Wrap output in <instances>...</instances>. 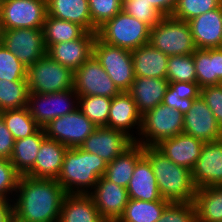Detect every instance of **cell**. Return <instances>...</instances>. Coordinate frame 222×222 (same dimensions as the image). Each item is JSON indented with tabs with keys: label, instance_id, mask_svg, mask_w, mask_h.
<instances>
[{
	"label": "cell",
	"instance_id": "cell-1",
	"mask_svg": "<svg viewBox=\"0 0 222 222\" xmlns=\"http://www.w3.org/2000/svg\"><path fill=\"white\" fill-rule=\"evenodd\" d=\"M14 193L18 197L13 201L14 222H58L67 195L55 179L26 175L20 176Z\"/></svg>",
	"mask_w": 222,
	"mask_h": 222
},
{
	"label": "cell",
	"instance_id": "cell-2",
	"mask_svg": "<svg viewBox=\"0 0 222 222\" xmlns=\"http://www.w3.org/2000/svg\"><path fill=\"white\" fill-rule=\"evenodd\" d=\"M144 156L150 161L163 199L175 203H192L196 187L190 169L169 160L155 146L144 147Z\"/></svg>",
	"mask_w": 222,
	"mask_h": 222
},
{
	"label": "cell",
	"instance_id": "cell-3",
	"mask_svg": "<svg viewBox=\"0 0 222 222\" xmlns=\"http://www.w3.org/2000/svg\"><path fill=\"white\" fill-rule=\"evenodd\" d=\"M106 167L107 162L98 155L80 147L68 148L57 181L67 194H89Z\"/></svg>",
	"mask_w": 222,
	"mask_h": 222
},
{
	"label": "cell",
	"instance_id": "cell-4",
	"mask_svg": "<svg viewBox=\"0 0 222 222\" xmlns=\"http://www.w3.org/2000/svg\"><path fill=\"white\" fill-rule=\"evenodd\" d=\"M151 28L122 10L97 29V37L112 46L134 50L149 43Z\"/></svg>",
	"mask_w": 222,
	"mask_h": 222
},
{
	"label": "cell",
	"instance_id": "cell-5",
	"mask_svg": "<svg viewBox=\"0 0 222 222\" xmlns=\"http://www.w3.org/2000/svg\"><path fill=\"white\" fill-rule=\"evenodd\" d=\"M149 43L167 56L189 55L196 50L189 24L172 16H163L151 28Z\"/></svg>",
	"mask_w": 222,
	"mask_h": 222
},
{
	"label": "cell",
	"instance_id": "cell-6",
	"mask_svg": "<svg viewBox=\"0 0 222 222\" xmlns=\"http://www.w3.org/2000/svg\"><path fill=\"white\" fill-rule=\"evenodd\" d=\"M183 125L184 115L161 103L142 115L139 132L142 138H137L135 142L143 147L155 146L161 140L182 133Z\"/></svg>",
	"mask_w": 222,
	"mask_h": 222
},
{
	"label": "cell",
	"instance_id": "cell-7",
	"mask_svg": "<svg viewBox=\"0 0 222 222\" xmlns=\"http://www.w3.org/2000/svg\"><path fill=\"white\" fill-rule=\"evenodd\" d=\"M29 93L49 94L74 88V72L45 54L27 71Z\"/></svg>",
	"mask_w": 222,
	"mask_h": 222
},
{
	"label": "cell",
	"instance_id": "cell-8",
	"mask_svg": "<svg viewBox=\"0 0 222 222\" xmlns=\"http://www.w3.org/2000/svg\"><path fill=\"white\" fill-rule=\"evenodd\" d=\"M93 55L121 92H128L135 79L131 50L112 46L96 37Z\"/></svg>",
	"mask_w": 222,
	"mask_h": 222
},
{
	"label": "cell",
	"instance_id": "cell-9",
	"mask_svg": "<svg viewBox=\"0 0 222 222\" xmlns=\"http://www.w3.org/2000/svg\"><path fill=\"white\" fill-rule=\"evenodd\" d=\"M78 98L74 88L49 94L29 93L27 107L36 123L43 128L53 119L77 109Z\"/></svg>",
	"mask_w": 222,
	"mask_h": 222
},
{
	"label": "cell",
	"instance_id": "cell-10",
	"mask_svg": "<svg viewBox=\"0 0 222 222\" xmlns=\"http://www.w3.org/2000/svg\"><path fill=\"white\" fill-rule=\"evenodd\" d=\"M47 0H4L0 5L3 29L42 28Z\"/></svg>",
	"mask_w": 222,
	"mask_h": 222
},
{
	"label": "cell",
	"instance_id": "cell-11",
	"mask_svg": "<svg viewBox=\"0 0 222 222\" xmlns=\"http://www.w3.org/2000/svg\"><path fill=\"white\" fill-rule=\"evenodd\" d=\"M96 125L79 108L57 117L43 127L47 138L56 140L68 148L79 147L93 133Z\"/></svg>",
	"mask_w": 222,
	"mask_h": 222
},
{
	"label": "cell",
	"instance_id": "cell-12",
	"mask_svg": "<svg viewBox=\"0 0 222 222\" xmlns=\"http://www.w3.org/2000/svg\"><path fill=\"white\" fill-rule=\"evenodd\" d=\"M2 44L27 68L47 54L42 28L3 29Z\"/></svg>",
	"mask_w": 222,
	"mask_h": 222
},
{
	"label": "cell",
	"instance_id": "cell-13",
	"mask_svg": "<svg viewBox=\"0 0 222 222\" xmlns=\"http://www.w3.org/2000/svg\"><path fill=\"white\" fill-rule=\"evenodd\" d=\"M74 90L78 96L94 95L109 98L121 93L94 55L74 72Z\"/></svg>",
	"mask_w": 222,
	"mask_h": 222
},
{
	"label": "cell",
	"instance_id": "cell-14",
	"mask_svg": "<svg viewBox=\"0 0 222 222\" xmlns=\"http://www.w3.org/2000/svg\"><path fill=\"white\" fill-rule=\"evenodd\" d=\"M88 195L106 222H117L129 201L127 188L107 180L104 176L99 178Z\"/></svg>",
	"mask_w": 222,
	"mask_h": 222
},
{
	"label": "cell",
	"instance_id": "cell-15",
	"mask_svg": "<svg viewBox=\"0 0 222 222\" xmlns=\"http://www.w3.org/2000/svg\"><path fill=\"white\" fill-rule=\"evenodd\" d=\"M134 141L125 133L106 126L96 127L79 146L82 150L98 155L107 163L129 148Z\"/></svg>",
	"mask_w": 222,
	"mask_h": 222
},
{
	"label": "cell",
	"instance_id": "cell-16",
	"mask_svg": "<svg viewBox=\"0 0 222 222\" xmlns=\"http://www.w3.org/2000/svg\"><path fill=\"white\" fill-rule=\"evenodd\" d=\"M183 132L203 143L222 139V128L201 96L194 99L191 108L184 115Z\"/></svg>",
	"mask_w": 222,
	"mask_h": 222
},
{
	"label": "cell",
	"instance_id": "cell-17",
	"mask_svg": "<svg viewBox=\"0 0 222 222\" xmlns=\"http://www.w3.org/2000/svg\"><path fill=\"white\" fill-rule=\"evenodd\" d=\"M191 172L196 189L222 185V139L204 143Z\"/></svg>",
	"mask_w": 222,
	"mask_h": 222
},
{
	"label": "cell",
	"instance_id": "cell-18",
	"mask_svg": "<svg viewBox=\"0 0 222 222\" xmlns=\"http://www.w3.org/2000/svg\"><path fill=\"white\" fill-rule=\"evenodd\" d=\"M96 33L85 32L80 38L51 45L47 55L75 72L93 55Z\"/></svg>",
	"mask_w": 222,
	"mask_h": 222
},
{
	"label": "cell",
	"instance_id": "cell-19",
	"mask_svg": "<svg viewBox=\"0 0 222 222\" xmlns=\"http://www.w3.org/2000/svg\"><path fill=\"white\" fill-rule=\"evenodd\" d=\"M196 49L222 48V5L187 22Z\"/></svg>",
	"mask_w": 222,
	"mask_h": 222
},
{
	"label": "cell",
	"instance_id": "cell-20",
	"mask_svg": "<svg viewBox=\"0 0 222 222\" xmlns=\"http://www.w3.org/2000/svg\"><path fill=\"white\" fill-rule=\"evenodd\" d=\"M204 143L184 132L172 138L161 140L155 147L169 160L192 171Z\"/></svg>",
	"mask_w": 222,
	"mask_h": 222
},
{
	"label": "cell",
	"instance_id": "cell-21",
	"mask_svg": "<svg viewBox=\"0 0 222 222\" xmlns=\"http://www.w3.org/2000/svg\"><path fill=\"white\" fill-rule=\"evenodd\" d=\"M141 119L142 115L128 92H121L112 98L107 127L125 133L135 142L136 137L131 135L129 130L137 125L135 128L140 132Z\"/></svg>",
	"mask_w": 222,
	"mask_h": 222
},
{
	"label": "cell",
	"instance_id": "cell-22",
	"mask_svg": "<svg viewBox=\"0 0 222 222\" xmlns=\"http://www.w3.org/2000/svg\"><path fill=\"white\" fill-rule=\"evenodd\" d=\"M68 147L64 144L45 138L42 143L34 167L26 174L34 178L55 179L59 177Z\"/></svg>",
	"mask_w": 222,
	"mask_h": 222
},
{
	"label": "cell",
	"instance_id": "cell-23",
	"mask_svg": "<svg viewBox=\"0 0 222 222\" xmlns=\"http://www.w3.org/2000/svg\"><path fill=\"white\" fill-rule=\"evenodd\" d=\"M168 86L169 81L166 78L135 77L128 93L143 115L162 103Z\"/></svg>",
	"mask_w": 222,
	"mask_h": 222
},
{
	"label": "cell",
	"instance_id": "cell-24",
	"mask_svg": "<svg viewBox=\"0 0 222 222\" xmlns=\"http://www.w3.org/2000/svg\"><path fill=\"white\" fill-rule=\"evenodd\" d=\"M129 199L155 201L165 200L156 182L150 161L143 156L135 165L133 175L128 183Z\"/></svg>",
	"mask_w": 222,
	"mask_h": 222
},
{
	"label": "cell",
	"instance_id": "cell-25",
	"mask_svg": "<svg viewBox=\"0 0 222 222\" xmlns=\"http://www.w3.org/2000/svg\"><path fill=\"white\" fill-rule=\"evenodd\" d=\"M135 77L166 78L169 56L150 43L131 51Z\"/></svg>",
	"mask_w": 222,
	"mask_h": 222
},
{
	"label": "cell",
	"instance_id": "cell-26",
	"mask_svg": "<svg viewBox=\"0 0 222 222\" xmlns=\"http://www.w3.org/2000/svg\"><path fill=\"white\" fill-rule=\"evenodd\" d=\"M47 15L78 24L86 32L97 33L88 0H47Z\"/></svg>",
	"mask_w": 222,
	"mask_h": 222
},
{
	"label": "cell",
	"instance_id": "cell-27",
	"mask_svg": "<svg viewBox=\"0 0 222 222\" xmlns=\"http://www.w3.org/2000/svg\"><path fill=\"white\" fill-rule=\"evenodd\" d=\"M58 222H106L88 194H67Z\"/></svg>",
	"mask_w": 222,
	"mask_h": 222
},
{
	"label": "cell",
	"instance_id": "cell-28",
	"mask_svg": "<svg viewBox=\"0 0 222 222\" xmlns=\"http://www.w3.org/2000/svg\"><path fill=\"white\" fill-rule=\"evenodd\" d=\"M144 156V147L134 142L123 153L107 163L104 177L121 187L127 188L136 163Z\"/></svg>",
	"mask_w": 222,
	"mask_h": 222
},
{
	"label": "cell",
	"instance_id": "cell-29",
	"mask_svg": "<svg viewBox=\"0 0 222 222\" xmlns=\"http://www.w3.org/2000/svg\"><path fill=\"white\" fill-rule=\"evenodd\" d=\"M46 138L43 128L26 138L15 140L10 161L20 175H26L33 167L42 141Z\"/></svg>",
	"mask_w": 222,
	"mask_h": 222
},
{
	"label": "cell",
	"instance_id": "cell-30",
	"mask_svg": "<svg viewBox=\"0 0 222 222\" xmlns=\"http://www.w3.org/2000/svg\"><path fill=\"white\" fill-rule=\"evenodd\" d=\"M197 222H222V185L196 189Z\"/></svg>",
	"mask_w": 222,
	"mask_h": 222
},
{
	"label": "cell",
	"instance_id": "cell-31",
	"mask_svg": "<svg viewBox=\"0 0 222 222\" xmlns=\"http://www.w3.org/2000/svg\"><path fill=\"white\" fill-rule=\"evenodd\" d=\"M169 203L167 200L143 201L129 199L122 216L117 222H157Z\"/></svg>",
	"mask_w": 222,
	"mask_h": 222
},
{
	"label": "cell",
	"instance_id": "cell-32",
	"mask_svg": "<svg viewBox=\"0 0 222 222\" xmlns=\"http://www.w3.org/2000/svg\"><path fill=\"white\" fill-rule=\"evenodd\" d=\"M46 49L51 45L80 38L86 31L70 21L46 16L42 27Z\"/></svg>",
	"mask_w": 222,
	"mask_h": 222
},
{
	"label": "cell",
	"instance_id": "cell-33",
	"mask_svg": "<svg viewBox=\"0 0 222 222\" xmlns=\"http://www.w3.org/2000/svg\"><path fill=\"white\" fill-rule=\"evenodd\" d=\"M0 116L15 140L31 136L41 128L30 115L28 107L5 110L0 112Z\"/></svg>",
	"mask_w": 222,
	"mask_h": 222
},
{
	"label": "cell",
	"instance_id": "cell-34",
	"mask_svg": "<svg viewBox=\"0 0 222 222\" xmlns=\"http://www.w3.org/2000/svg\"><path fill=\"white\" fill-rule=\"evenodd\" d=\"M28 81L0 79V110L21 109L28 105Z\"/></svg>",
	"mask_w": 222,
	"mask_h": 222
},
{
	"label": "cell",
	"instance_id": "cell-35",
	"mask_svg": "<svg viewBox=\"0 0 222 222\" xmlns=\"http://www.w3.org/2000/svg\"><path fill=\"white\" fill-rule=\"evenodd\" d=\"M78 108L97 127L106 126L112 98L106 96H79Z\"/></svg>",
	"mask_w": 222,
	"mask_h": 222
},
{
	"label": "cell",
	"instance_id": "cell-36",
	"mask_svg": "<svg viewBox=\"0 0 222 222\" xmlns=\"http://www.w3.org/2000/svg\"><path fill=\"white\" fill-rule=\"evenodd\" d=\"M166 79L169 83L197 82L193 54L169 56Z\"/></svg>",
	"mask_w": 222,
	"mask_h": 222
},
{
	"label": "cell",
	"instance_id": "cell-37",
	"mask_svg": "<svg viewBox=\"0 0 222 222\" xmlns=\"http://www.w3.org/2000/svg\"><path fill=\"white\" fill-rule=\"evenodd\" d=\"M193 60L199 87L217 85V75H214L213 67V49H196Z\"/></svg>",
	"mask_w": 222,
	"mask_h": 222
},
{
	"label": "cell",
	"instance_id": "cell-38",
	"mask_svg": "<svg viewBox=\"0 0 222 222\" xmlns=\"http://www.w3.org/2000/svg\"><path fill=\"white\" fill-rule=\"evenodd\" d=\"M222 0H177L172 17L188 22L205 12L219 8Z\"/></svg>",
	"mask_w": 222,
	"mask_h": 222
},
{
	"label": "cell",
	"instance_id": "cell-39",
	"mask_svg": "<svg viewBox=\"0 0 222 222\" xmlns=\"http://www.w3.org/2000/svg\"><path fill=\"white\" fill-rule=\"evenodd\" d=\"M121 10L142 21L150 28L155 26L163 17L147 0H122Z\"/></svg>",
	"mask_w": 222,
	"mask_h": 222
},
{
	"label": "cell",
	"instance_id": "cell-40",
	"mask_svg": "<svg viewBox=\"0 0 222 222\" xmlns=\"http://www.w3.org/2000/svg\"><path fill=\"white\" fill-rule=\"evenodd\" d=\"M28 68L3 44H0V79L28 81Z\"/></svg>",
	"mask_w": 222,
	"mask_h": 222
},
{
	"label": "cell",
	"instance_id": "cell-41",
	"mask_svg": "<svg viewBox=\"0 0 222 222\" xmlns=\"http://www.w3.org/2000/svg\"><path fill=\"white\" fill-rule=\"evenodd\" d=\"M92 23L96 29L121 11L122 0H88Z\"/></svg>",
	"mask_w": 222,
	"mask_h": 222
},
{
	"label": "cell",
	"instance_id": "cell-42",
	"mask_svg": "<svg viewBox=\"0 0 222 222\" xmlns=\"http://www.w3.org/2000/svg\"><path fill=\"white\" fill-rule=\"evenodd\" d=\"M157 222H197L196 209L192 203L170 202Z\"/></svg>",
	"mask_w": 222,
	"mask_h": 222
},
{
	"label": "cell",
	"instance_id": "cell-43",
	"mask_svg": "<svg viewBox=\"0 0 222 222\" xmlns=\"http://www.w3.org/2000/svg\"><path fill=\"white\" fill-rule=\"evenodd\" d=\"M20 174L16 171L10 159L0 158V198L9 199L8 194L17 190Z\"/></svg>",
	"mask_w": 222,
	"mask_h": 222
},
{
	"label": "cell",
	"instance_id": "cell-44",
	"mask_svg": "<svg viewBox=\"0 0 222 222\" xmlns=\"http://www.w3.org/2000/svg\"><path fill=\"white\" fill-rule=\"evenodd\" d=\"M200 96L212 111L218 125L222 128V84L202 87Z\"/></svg>",
	"mask_w": 222,
	"mask_h": 222
},
{
	"label": "cell",
	"instance_id": "cell-45",
	"mask_svg": "<svg viewBox=\"0 0 222 222\" xmlns=\"http://www.w3.org/2000/svg\"><path fill=\"white\" fill-rule=\"evenodd\" d=\"M194 99H181L170 85L166 90L162 103L185 115L192 106Z\"/></svg>",
	"mask_w": 222,
	"mask_h": 222
},
{
	"label": "cell",
	"instance_id": "cell-46",
	"mask_svg": "<svg viewBox=\"0 0 222 222\" xmlns=\"http://www.w3.org/2000/svg\"><path fill=\"white\" fill-rule=\"evenodd\" d=\"M15 139L0 116V158L10 159Z\"/></svg>",
	"mask_w": 222,
	"mask_h": 222
},
{
	"label": "cell",
	"instance_id": "cell-47",
	"mask_svg": "<svg viewBox=\"0 0 222 222\" xmlns=\"http://www.w3.org/2000/svg\"><path fill=\"white\" fill-rule=\"evenodd\" d=\"M169 85L176 90L181 99H197L200 96V87L197 82H173Z\"/></svg>",
	"mask_w": 222,
	"mask_h": 222
},
{
	"label": "cell",
	"instance_id": "cell-48",
	"mask_svg": "<svg viewBox=\"0 0 222 222\" xmlns=\"http://www.w3.org/2000/svg\"><path fill=\"white\" fill-rule=\"evenodd\" d=\"M147 1L149 3H152L153 6L163 16H171L177 4V0H147Z\"/></svg>",
	"mask_w": 222,
	"mask_h": 222
},
{
	"label": "cell",
	"instance_id": "cell-49",
	"mask_svg": "<svg viewBox=\"0 0 222 222\" xmlns=\"http://www.w3.org/2000/svg\"><path fill=\"white\" fill-rule=\"evenodd\" d=\"M12 201L0 198V222H14Z\"/></svg>",
	"mask_w": 222,
	"mask_h": 222
},
{
	"label": "cell",
	"instance_id": "cell-50",
	"mask_svg": "<svg viewBox=\"0 0 222 222\" xmlns=\"http://www.w3.org/2000/svg\"><path fill=\"white\" fill-rule=\"evenodd\" d=\"M214 75H217V85L222 84V48H213Z\"/></svg>",
	"mask_w": 222,
	"mask_h": 222
},
{
	"label": "cell",
	"instance_id": "cell-51",
	"mask_svg": "<svg viewBox=\"0 0 222 222\" xmlns=\"http://www.w3.org/2000/svg\"><path fill=\"white\" fill-rule=\"evenodd\" d=\"M2 35H3V27H2V22L0 19V44H2Z\"/></svg>",
	"mask_w": 222,
	"mask_h": 222
}]
</instances>
